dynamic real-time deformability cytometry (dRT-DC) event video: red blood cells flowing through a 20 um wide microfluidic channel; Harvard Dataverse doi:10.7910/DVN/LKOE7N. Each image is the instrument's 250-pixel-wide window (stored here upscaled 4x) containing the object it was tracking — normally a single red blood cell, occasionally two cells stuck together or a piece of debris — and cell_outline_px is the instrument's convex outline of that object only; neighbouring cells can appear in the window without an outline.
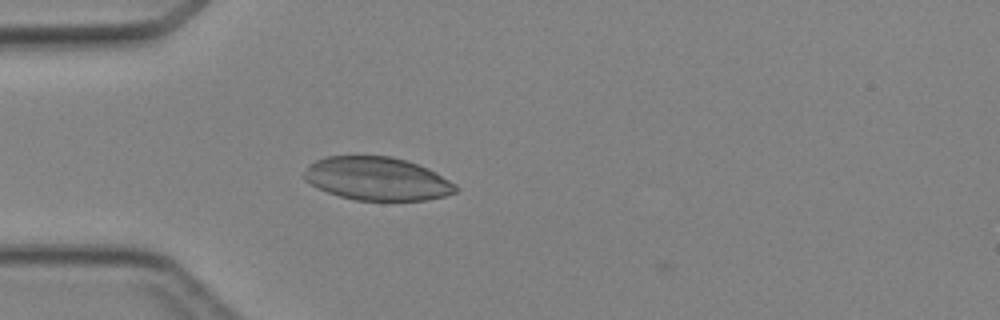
{"species": "Egyptian fruit bat (a non-hibernating species)", "species_latin": "Rousettus aegyptiacus", "temperature_condition": "cold", "stored_images_in_passage": 4, "camera_frame_rate_fps": 3000, "um_per_image_px": 0.085, "animal": {"sex": "female"}, "frame": {"image": 1, "passage_image": 4, "time_ms": 3.667, "image_size_px": [1000, 320], "cell_outline_px": [[460, 188], [456, 192], [444, 196], [424, 200], [356, 200], [340, 196], [328, 192], [304, 180], [304, 172], [308, 164], [316, 160], [328, 156], [392, 156], [428, 168], [436, 172], [456, 184]], "centroid_in_image_um": [32.07, 15.19], "position_along_channel_um": 52.9, "area_um2": 38.03}}